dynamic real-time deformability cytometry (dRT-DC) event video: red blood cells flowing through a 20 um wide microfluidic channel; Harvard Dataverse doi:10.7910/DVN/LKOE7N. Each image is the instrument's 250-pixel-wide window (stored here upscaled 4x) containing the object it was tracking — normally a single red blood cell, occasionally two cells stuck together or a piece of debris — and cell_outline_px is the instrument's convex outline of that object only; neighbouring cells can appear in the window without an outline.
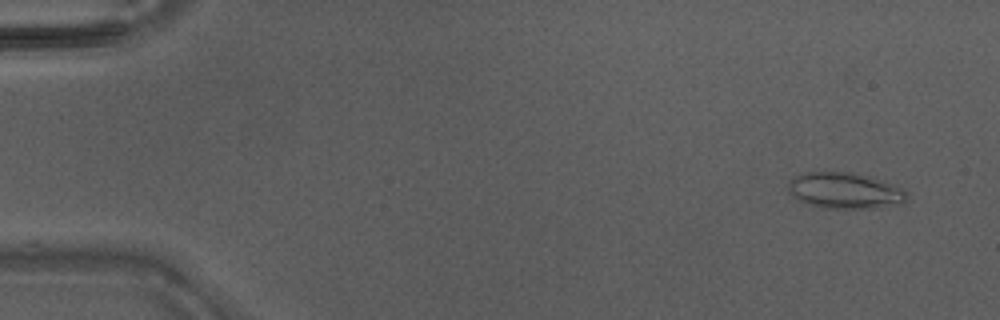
{"species": "Egyptian fruit bat (a non-hibernating species)", "species_latin": "Rousettus aegyptiacus", "temperature_condition": "warm", "stored_images_in_passage": 45, "camera_frame_rate_fps": 3000, "um_per_image_px": 0.085, "animal": {"sex": "male"}, "frame": {"image": 1, "passage_image": 3, "time_ms": 0.667, "image_size_px": [1000, 320], "cell_outline_px": [[908, 196], [900, 204], [872, 208], [820, 208], [808, 204], [792, 196], [788, 192], [788, 180], [796, 176], [808, 172], [848, 172], [868, 176], [904, 188], [908, 192]], "centroid_in_image_um": [71.8, 16.21], "position_along_channel_um": 13.2, "area_um2": 24.91}}
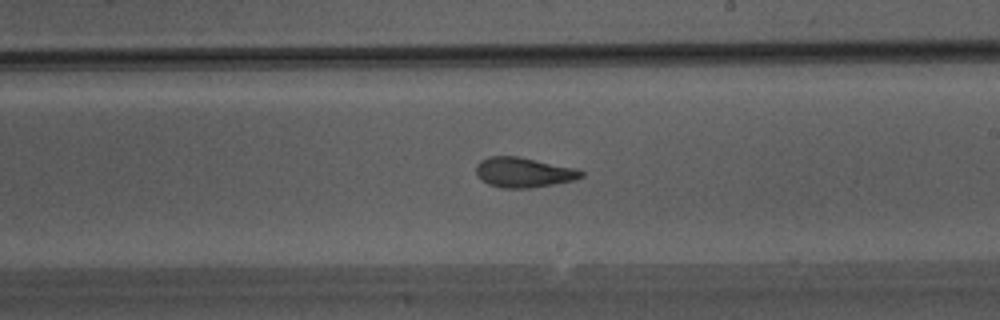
{"frame": {"image": 2, "passage_image": 27, "time_ms": 8.667, "image_size_px": [1000, 320], "cell_outline_px": [[584, 176], [576, 180], [528, 188], [500, 188], [488, 184], [476, 172], [476, 164], [480, 160], [488, 156], [516, 156], [576, 168], [584, 172]], "centroid_in_image_um": [44.51, 14.65], "position_along_channel_um": 244.5, "area_um2": 18.26}}
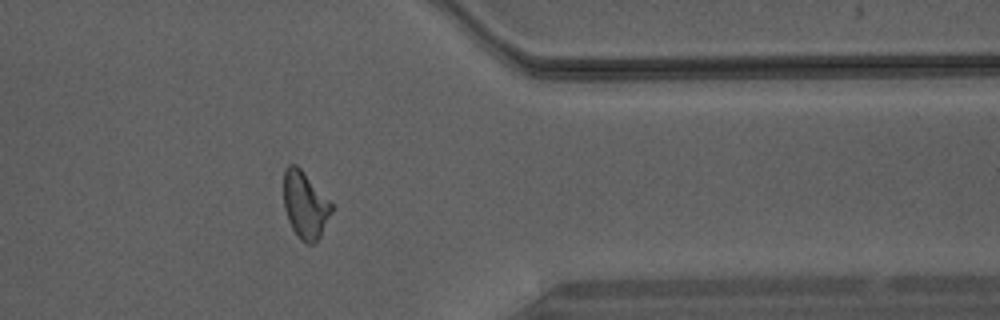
{"frame": {"image": 3, "passage_image": 37, "time_ms": 12.0, "image_size_px": [1000, 320], "cell_outline_px": [[332, 212], [320, 236], [312, 244], [304, 244], [300, 240], [292, 228], [288, 220], [284, 208], [284, 172], [288, 164], [296, 164], [300, 168], [332, 204]], "centroid_in_image_um": [25.91, 17.44], "position_along_channel_um": 385.5, "area_um2": 18.44}}